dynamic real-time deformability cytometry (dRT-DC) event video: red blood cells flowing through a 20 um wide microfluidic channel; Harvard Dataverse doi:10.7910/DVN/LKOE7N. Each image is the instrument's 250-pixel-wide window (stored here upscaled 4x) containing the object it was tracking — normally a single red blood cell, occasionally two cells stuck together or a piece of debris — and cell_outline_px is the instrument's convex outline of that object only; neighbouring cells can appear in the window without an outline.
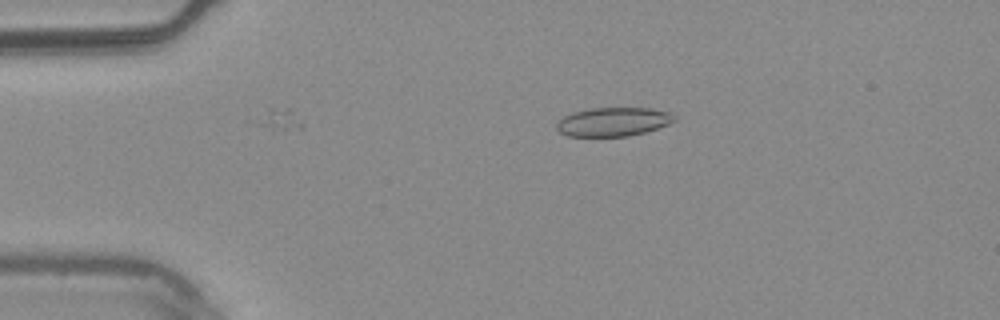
{"species": "common noctule bat (a hibernating species)", "species_latin": "Nyctalus noctula", "temperature_condition": "warm", "stored_images_in_passage": 5, "camera_frame_rate_fps": 3000, "um_per_image_px": 0.085, "animal": {"sex": "male", "body_mass_g": 20.4}, "frame": {"image": 1, "passage_image": 4, "time_ms": 1.0, "image_size_px": [1000, 320], "cell_outline_px": [[676, 120], [668, 124], [644, 132], [628, 136], [568, 136], [560, 132], [556, 128], [556, 124], [564, 116], [576, 112], [592, 108], [652, 108], [672, 112], [676, 116]], "centroid_in_image_um": [52.16, 10.35], "position_along_channel_um": 32.8, "area_um2": 19.65}}